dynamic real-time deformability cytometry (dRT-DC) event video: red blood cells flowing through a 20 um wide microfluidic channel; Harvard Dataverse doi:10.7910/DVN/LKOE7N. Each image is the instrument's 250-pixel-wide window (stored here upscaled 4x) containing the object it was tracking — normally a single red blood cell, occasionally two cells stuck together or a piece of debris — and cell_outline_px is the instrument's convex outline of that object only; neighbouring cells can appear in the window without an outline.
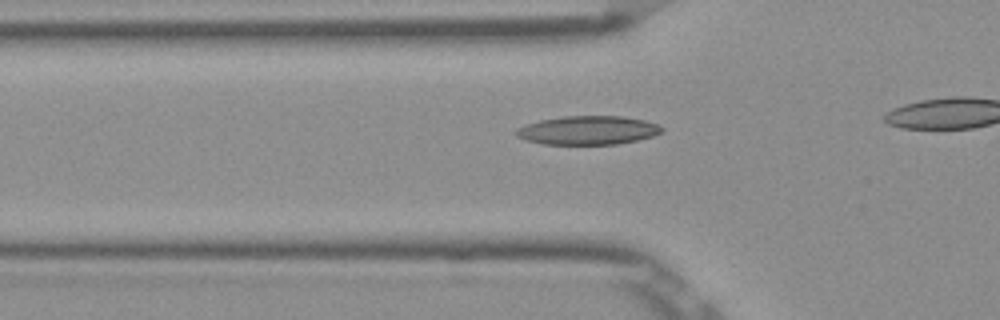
{"species": "Egyptian fruit bat (a non-hibernating species)", "species_latin": "Rousettus aegyptiacus", "temperature_condition": "room temperature", "stored_images_in_passage": 22, "camera_frame_rate_fps": 3000, "um_per_image_px": 0.085, "frame": {"image": 1, "passage_image": 13, "time_ms": 4.0, "image_size_px": [1000, 320], "cell_outline_px": [[664, 132], [652, 136], [636, 140], [616, 144], [544, 144], [528, 140], [516, 136], [512, 132], [516, 128], [524, 124], [540, 120], [560, 116], [624, 116], [644, 120], [660, 124], [664, 128]], "centroid_in_image_um": [49.97, 11.06], "position_along_channel_um": 75.8, "area_um2": 24.62}}
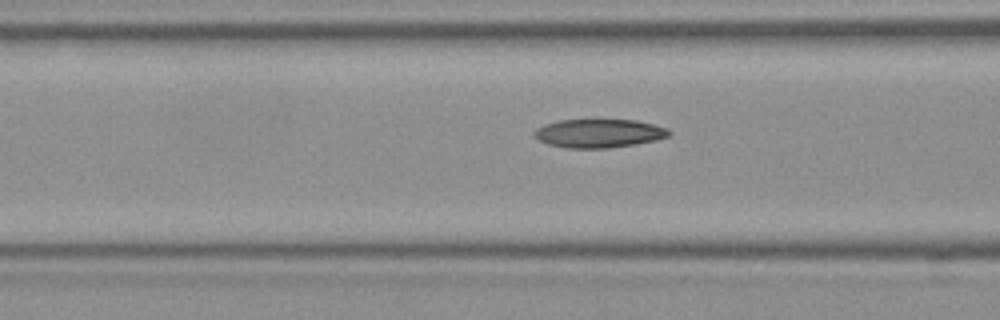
{"frame": {"image": 2, "passage_image": 16, "time_ms": 5.0, "image_size_px": [1000, 320], "cell_outline_px": [[672, 132], [668, 136], [656, 140], [636, 144], [608, 148], [568, 148], [548, 144], [532, 136], [532, 132], [536, 128], [544, 124], [560, 120], [636, 120], [668, 128]], "centroid_in_image_um": [50.89, 11.33], "position_along_channel_um": 115.7, "area_um2": 22.48}}
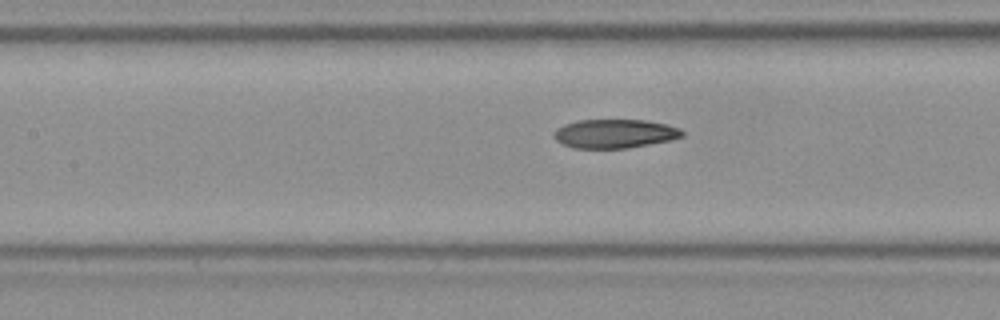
{"frame": {"image": 3, "passage_image": 19, "time_ms": 6.0, "image_size_px": [1000, 320], "cell_outline_px": [[684, 136], [672, 140], [628, 148], [572, 148], [556, 140], [552, 136], [552, 132], [556, 128], [564, 124], [576, 120], [644, 120], [664, 124], [680, 128], [684, 132]], "centroid_in_image_um": [52.22, 11.36], "position_along_channel_um": 155.2, "area_um2": 21.73}}